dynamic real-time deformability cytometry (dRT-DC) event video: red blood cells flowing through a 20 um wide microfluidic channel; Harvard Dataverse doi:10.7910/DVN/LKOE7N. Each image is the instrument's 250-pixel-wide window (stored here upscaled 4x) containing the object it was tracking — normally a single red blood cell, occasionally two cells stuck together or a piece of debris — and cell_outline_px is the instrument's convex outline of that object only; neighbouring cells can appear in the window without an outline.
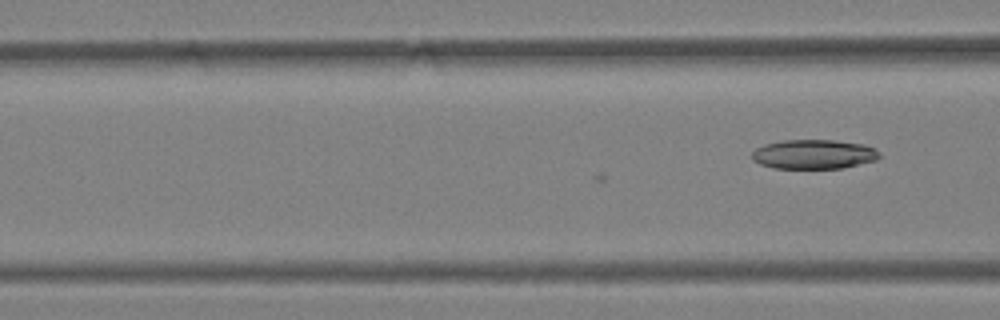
{"species": "Egyptian fruit bat (a non-hibernating species)", "species_latin": "Rousettus aegyptiacus", "temperature_condition": "warm", "stored_images_in_passage": 4, "camera_frame_rate_fps": 3000, "um_per_image_px": 0.085, "animal": {"sex": "female"}, "frame": {"image": 1, "passage_image": 4, "time_ms": 1.0, "image_size_px": [1000, 320], "cell_outline_px": [[880, 156], [876, 160], [840, 168], [772, 168], [760, 164], [752, 160], [752, 152], [756, 148], [764, 144], [784, 140], [832, 140], [864, 144], [880, 152]], "centroid_in_image_um": [69.13, 13.11], "position_along_channel_um": 97.5, "area_um2": 21.73}}